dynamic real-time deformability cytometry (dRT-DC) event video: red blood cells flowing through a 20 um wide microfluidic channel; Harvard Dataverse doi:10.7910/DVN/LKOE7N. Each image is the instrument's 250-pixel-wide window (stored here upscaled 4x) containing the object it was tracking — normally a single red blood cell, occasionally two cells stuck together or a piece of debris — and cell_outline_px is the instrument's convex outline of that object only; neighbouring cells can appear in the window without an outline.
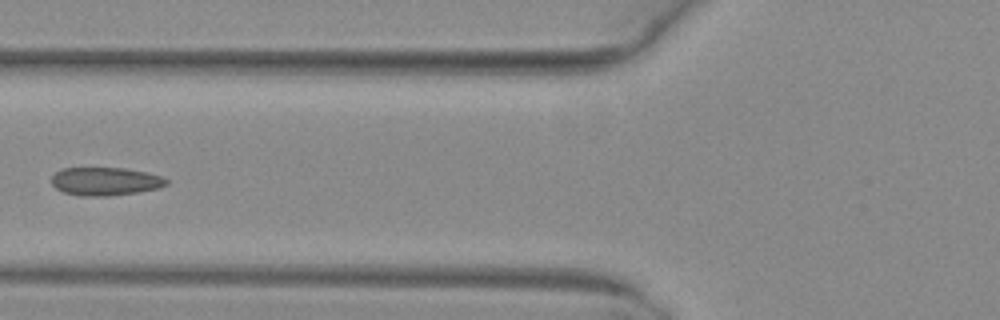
{"species": "common noctule bat (a hibernating species)", "species_latin": "Nyctalus noctula", "temperature_condition": "warm", "stored_images_in_passage": 3, "camera_frame_rate_fps": 3000, "um_per_image_px": 0.085, "animal": {"sex": "female", "body_mass_g": 29.2, "forearm_length_mm": 56.3}, "frame": {"image": 1, "passage_image": 3, "time_ms": 0.667, "image_size_px": [1000, 320], "cell_outline_px": [[168, 184], [160, 188], [136, 192], [108, 196], [80, 196], [64, 192], [56, 188], [52, 184], [52, 176], [56, 172], [64, 168], [124, 168], [148, 172], [164, 176], [168, 180]], "centroid_in_image_um": [8.99, 15.41], "position_along_channel_um": 116.8, "area_um2": 18.96}}